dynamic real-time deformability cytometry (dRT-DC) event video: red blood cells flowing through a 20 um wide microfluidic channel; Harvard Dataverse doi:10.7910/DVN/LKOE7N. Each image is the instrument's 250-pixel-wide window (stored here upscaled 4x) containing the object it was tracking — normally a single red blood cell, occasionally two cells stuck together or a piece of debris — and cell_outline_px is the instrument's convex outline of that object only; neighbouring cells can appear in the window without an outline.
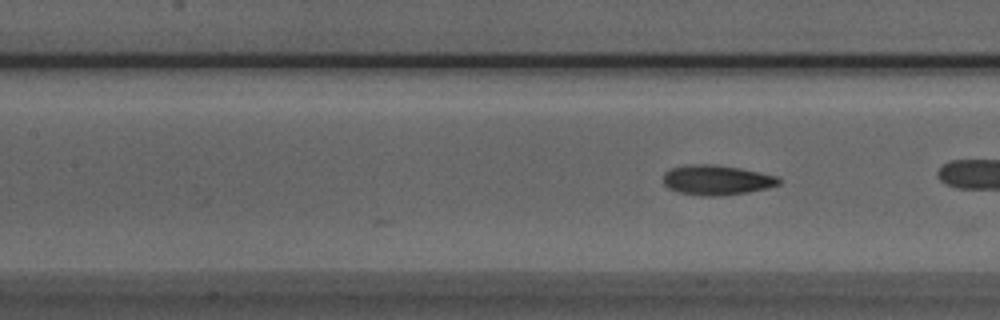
{"species": "Egyptian fruit bat (a non-hibernating species)", "species_latin": "Rousettus aegyptiacus", "temperature_condition": "room temperature", "stored_images_in_passage": 7, "camera_frame_rate_fps": 3000, "um_per_image_px": 0.085, "animal": {"sex": "male"}, "frame": {"image": 1, "passage_image": 7, "time_ms": 2.0, "image_size_px": [1000, 320], "cell_outline_px": [[780, 184], [768, 188], [748, 192], [720, 196], [700, 196], [676, 192], [668, 188], [664, 184], [664, 172], [672, 168], [688, 164], [716, 164], [740, 168], [780, 176]], "centroid_in_image_um": [60.92, 15.3], "position_along_channel_um": 146.5, "area_um2": 20.46}}